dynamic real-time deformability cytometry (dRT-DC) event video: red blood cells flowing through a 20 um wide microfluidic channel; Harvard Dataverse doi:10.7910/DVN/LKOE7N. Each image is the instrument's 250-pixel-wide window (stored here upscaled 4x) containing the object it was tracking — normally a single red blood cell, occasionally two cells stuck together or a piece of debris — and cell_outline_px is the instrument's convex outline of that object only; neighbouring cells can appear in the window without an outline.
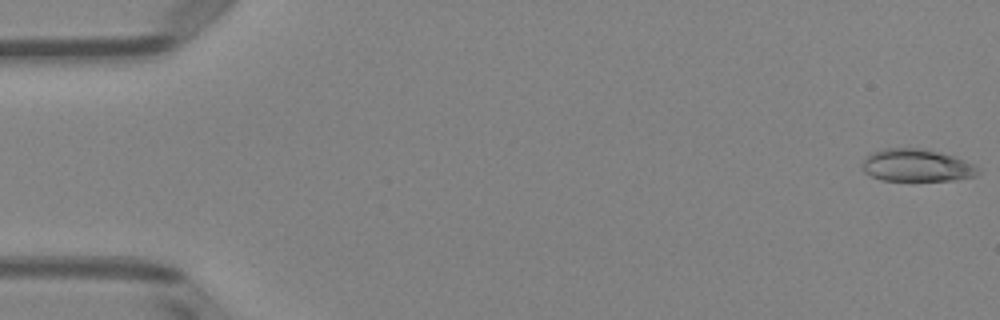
{"species": "Egyptian fruit bat (a non-hibernating species)", "species_latin": "Rousettus aegyptiacus", "temperature_condition": "room temperature", "stored_images_in_passage": 32, "camera_frame_rate_fps": 3000, "um_per_image_px": 0.085, "animal": {"sex": "female"}, "frame": {"image": 1, "passage_image": 1, "time_ms": 0.0, "image_size_px": [1000, 320], "cell_outline_px": [[980, 172], [976, 176], [956, 180], [880, 180], [864, 172], [864, 160], [872, 152], [884, 148], [924, 148], [940, 152], [964, 160], [980, 168]], "centroid_in_image_um": [77.95, 14.05], "position_along_channel_um": 7.0, "area_um2": 21.79}}
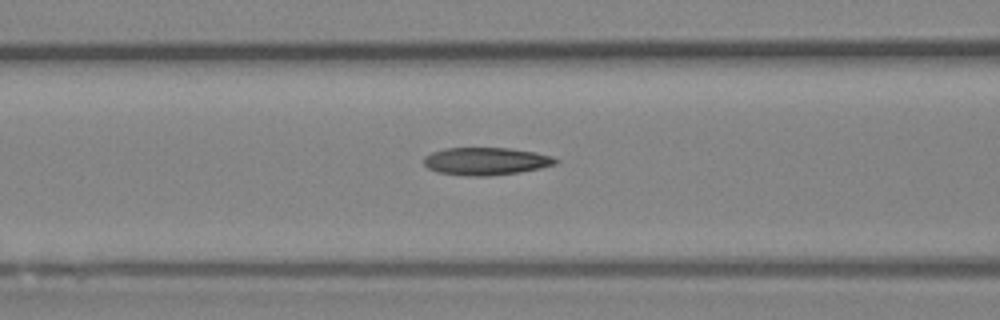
{"frame": {"image": 2, "passage_image": 21, "time_ms": 6.667, "image_size_px": [1000, 320], "cell_outline_px": [[560, 160], [556, 164], [540, 168], [520, 172], [488, 176], [468, 176], [436, 172], [428, 168], [424, 164], [424, 156], [432, 152], [444, 148], [508, 148], [536, 152], [552, 156]], "centroid_in_image_um": [41.31, 13.7], "position_along_channel_um": 125.3, "area_um2": 21.33}}
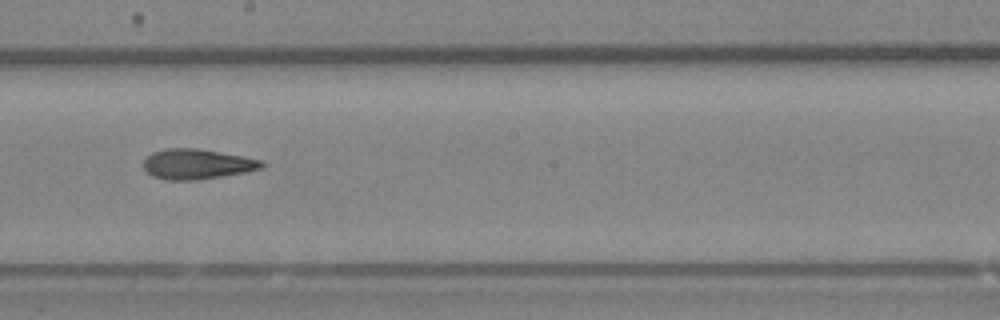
{"frame": {"image": 3, "passage_image": 29, "time_ms": 9.333, "image_size_px": [1000, 320], "cell_outline_px": [[264, 164], [260, 168], [244, 172], [196, 180], [164, 180], [152, 176], [144, 168], [144, 160], [152, 152], [164, 148], [196, 148], [220, 152], [264, 160]], "centroid_in_image_um": [16.71, 13.94], "position_along_channel_um": 231.5, "area_um2": 20.63}}